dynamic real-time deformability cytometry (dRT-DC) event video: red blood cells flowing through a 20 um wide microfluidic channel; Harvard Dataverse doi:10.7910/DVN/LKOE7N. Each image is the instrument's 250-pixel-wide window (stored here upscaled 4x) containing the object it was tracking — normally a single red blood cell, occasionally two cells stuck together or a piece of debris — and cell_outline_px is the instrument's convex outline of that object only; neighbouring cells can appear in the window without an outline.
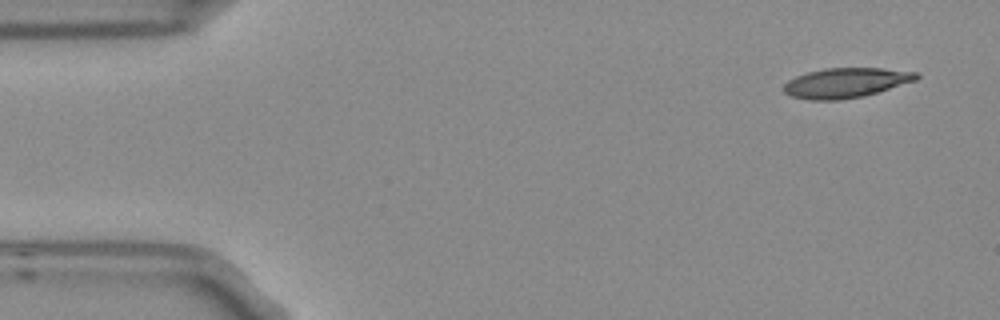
{"species": "Egyptian fruit bat (a non-hibernating species)", "species_latin": "Rousettus aegyptiacus", "temperature_condition": "room temperature", "stored_images_in_passage": 4, "camera_frame_rate_fps": 3000, "um_per_image_px": 0.085, "frame": {"image": 1, "passage_image": 1, "time_ms": 0.0, "image_size_px": [1000, 320], "cell_outline_px": [[920, 76], [916, 80], [876, 92], [860, 96], [840, 100], [808, 100], [792, 96], [784, 92], [784, 84], [788, 80], [796, 76], [808, 72], [824, 68], [884, 68], [916, 72]], "centroid_in_image_um": [71.87, 7.03], "position_along_channel_um": 13.1, "area_um2": 22.83}}
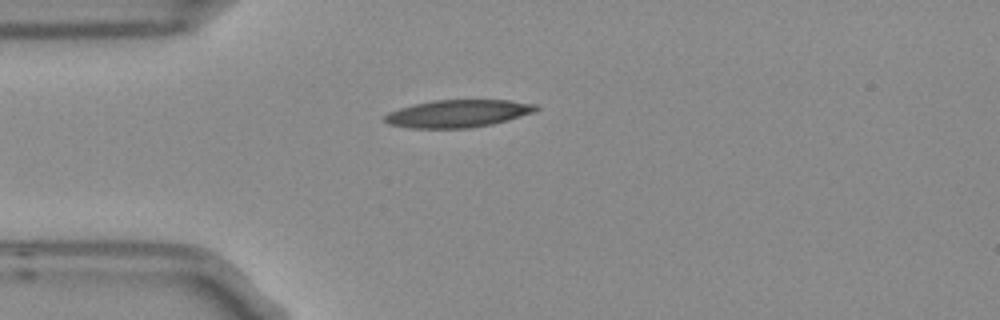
{"frame": {"image": 2, "passage_image": 4, "time_ms": 1.0, "image_size_px": [1000, 320], "cell_outline_px": [[540, 108], [532, 112], [492, 124], [468, 128], [412, 128], [388, 124], [384, 120], [384, 116], [388, 112], [412, 104], [436, 100], [508, 100], [536, 104]], "centroid_in_image_um": [38.88, 9.65], "position_along_channel_um": 46.1, "area_um2": 24.04}}